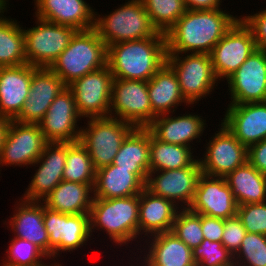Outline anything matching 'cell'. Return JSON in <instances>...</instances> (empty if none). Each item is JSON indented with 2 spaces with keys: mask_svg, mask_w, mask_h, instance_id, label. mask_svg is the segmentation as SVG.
Segmentation results:
<instances>
[{
  "mask_svg": "<svg viewBox=\"0 0 266 266\" xmlns=\"http://www.w3.org/2000/svg\"><path fill=\"white\" fill-rule=\"evenodd\" d=\"M81 118L73 92L66 87L53 100L39 126L47 142H78L81 126L77 121Z\"/></svg>",
  "mask_w": 266,
  "mask_h": 266,
  "instance_id": "obj_17",
  "label": "cell"
},
{
  "mask_svg": "<svg viewBox=\"0 0 266 266\" xmlns=\"http://www.w3.org/2000/svg\"><path fill=\"white\" fill-rule=\"evenodd\" d=\"M225 219L201 215V229L204 239L221 242Z\"/></svg>",
  "mask_w": 266,
  "mask_h": 266,
  "instance_id": "obj_44",
  "label": "cell"
},
{
  "mask_svg": "<svg viewBox=\"0 0 266 266\" xmlns=\"http://www.w3.org/2000/svg\"><path fill=\"white\" fill-rule=\"evenodd\" d=\"M180 207L146 188L139 194V236L170 232Z\"/></svg>",
  "mask_w": 266,
  "mask_h": 266,
  "instance_id": "obj_26",
  "label": "cell"
},
{
  "mask_svg": "<svg viewBox=\"0 0 266 266\" xmlns=\"http://www.w3.org/2000/svg\"><path fill=\"white\" fill-rule=\"evenodd\" d=\"M113 79L108 66H105L67 86L73 92L78 114L82 118L109 116Z\"/></svg>",
  "mask_w": 266,
  "mask_h": 266,
  "instance_id": "obj_11",
  "label": "cell"
},
{
  "mask_svg": "<svg viewBox=\"0 0 266 266\" xmlns=\"http://www.w3.org/2000/svg\"><path fill=\"white\" fill-rule=\"evenodd\" d=\"M227 84L230 104L266 102V49L254 50Z\"/></svg>",
  "mask_w": 266,
  "mask_h": 266,
  "instance_id": "obj_15",
  "label": "cell"
},
{
  "mask_svg": "<svg viewBox=\"0 0 266 266\" xmlns=\"http://www.w3.org/2000/svg\"><path fill=\"white\" fill-rule=\"evenodd\" d=\"M94 184L61 181L42 201L53 210L64 214H90ZM92 194V195H91Z\"/></svg>",
  "mask_w": 266,
  "mask_h": 266,
  "instance_id": "obj_31",
  "label": "cell"
},
{
  "mask_svg": "<svg viewBox=\"0 0 266 266\" xmlns=\"http://www.w3.org/2000/svg\"><path fill=\"white\" fill-rule=\"evenodd\" d=\"M192 253L197 266H235L234 255L222 245V242L204 239Z\"/></svg>",
  "mask_w": 266,
  "mask_h": 266,
  "instance_id": "obj_40",
  "label": "cell"
},
{
  "mask_svg": "<svg viewBox=\"0 0 266 266\" xmlns=\"http://www.w3.org/2000/svg\"><path fill=\"white\" fill-rule=\"evenodd\" d=\"M147 238L144 240H147L145 243L149 241L148 246L145 245L148 248H144L146 255L144 253L143 257L147 266H197L192 250L172 231Z\"/></svg>",
  "mask_w": 266,
  "mask_h": 266,
  "instance_id": "obj_27",
  "label": "cell"
},
{
  "mask_svg": "<svg viewBox=\"0 0 266 266\" xmlns=\"http://www.w3.org/2000/svg\"><path fill=\"white\" fill-rule=\"evenodd\" d=\"M166 36L123 41L107 47V66L116 79L149 81L166 63Z\"/></svg>",
  "mask_w": 266,
  "mask_h": 266,
  "instance_id": "obj_2",
  "label": "cell"
},
{
  "mask_svg": "<svg viewBox=\"0 0 266 266\" xmlns=\"http://www.w3.org/2000/svg\"><path fill=\"white\" fill-rule=\"evenodd\" d=\"M37 68L27 63L0 67V117L14 120L20 114L29 95L32 74Z\"/></svg>",
  "mask_w": 266,
  "mask_h": 266,
  "instance_id": "obj_22",
  "label": "cell"
},
{
  "mask_svg": "<svg viewBox=\"0 0 266 266\" xmlns=\"http://www.w3.org/2000/svg\"><path fill=\"white\" fill-rule=\"evenodd\" d=\"M225 179L238 206L266 201V175L248 161L230 172Z\"/></svg>",
  "mask_w": 266,
  "mask_h": 266,
  "instance_id": "obj_32",
  "label": "cell"
},
{
  "mask_svg": "<svg viewBox=\"0 0 266 266\" xmlns=\"http://www.w3.org/2000/svg\"><path fill=\"white\" fill-rule=\"evenodd\" d=\"M36 25L24 28L25 59L35 67L49 68L68 47L78 31L73 27L51 23L36 17Z\"/></svg>",
  "mask_w": 266,
  "mask_h": 266,
  "instance_id": "obj_8",
  "label": "cell"
},
{
  "mask_svg": "<svg viewBox=\"0 0 266 266\" xmlns=\"http://www.w3.org/2000/svg\"><path fill=\"white\" fill-rule=\"evenodd\" d=\"M144 189L145 183L131 169L111 164L96 170L94 198H124L139 195Z\"/></svg>",
  "mask_w": 266,
  "mask_h": 266,
  "instance_id": "obj_28",
  "label": "cell"
},
{
  "mask_svg": "<svg viewBox=\"0 0 266 266\" xmlns=\"http://www.w3.org/2000/svg\"><path fill=\"white\" fill-rule=\"evenodd\" d=\"M95 175L96 170L87 149L80 141L68 142L63 180L83 184H94Z\"/></svg>",
  "mask_w": 266,
  "mask_h": 266,
  "instance_id": "obj_35",
  "label": "cell"
},
{
  "mask_svg": "<svg viewBox=\"0 0 266 266\" xmlns=\"http://www.w3.org/2000/svg\"><path fill=\"white\" fill-rule=\"evenodd\" d=\"M247 231L242 225L241 220L237 217L228 218L224 223V231L222 235V245L233 255H235L241 247Z\"/></svg>",
  "mask_w": 266,
  "mask_h": 266,
  "instance_id": "obj_42",
  "label": "cell"
},
{
  "mask_svg": "<svg viewBox=\"0 0 266 266\" xmlns=\"http://www.w3.org/2000/svg\"><path fill=\"white\" fill-rule=\"evenodd\" d=\"M170 114L171 116L169 114L156 116L147 127L157 139L165 143L188 147H191L193 140L197 138L201 140L200 136L206 128V119L204 120L203 116L186 114V112L177 117L173 116L175 113Z\"/></svg>",
  "mask_w": 266,
  "mask_h": 266,
  "instance_id": "obj_24",
  "label": "cell"
},
{
  "mask_svg": "<svg viewBox=\"0 0 266 266\" xmlns=\"http://www.w3.org/2000/svg\"><path fill=\"white\" fill-rule=\"evenodd\" d=\"M152 25L166 33L185 13L184 0H141Z\"/></svg>",
  "mask_w": 266,
  "mask_h": 266,
  "instance_id": "obj_36",
  "label": "cell"
},
{
  "mask_svg": "<svg viewBox=\"0 0 266 266\" xmlns=\"http://www.w3.org/2000/svg\"><path fill=\"white\" fill-rule=\"evenodd\" d=\"M237 217L247 232L266 235V201L239 205Z\"/></svg>",
  "mask_w": 266,
  "mask_h": 266,
  "instance_id": "obj_41",
  "label": "cell"
},
{
  "mask_svg": "<svg viewBox=\"0 0 266 266\" xmlns=\"http://www.w3.org/2000/svg\"><path fill=\"white\" fill-rule=\"evenodd\" d=\"M238 204L225 177L201 174L189 209L200 215L228 219L237 215Z\"/></svg>",
  "mask_w": 266,
  "mask_h": 266,
  "instance_id": "obj_19",
  "label": "cell"
},
{
  "mask_svg": "<svg viewBox=\"0 0 266 266\" xmlns=\"http://www.w3.org/2000/svg\"><path fill=\"white\" fill-rule=\"evenodd\" d=\"M201 174L197 158L189 167L149 172L145 188L156 196L172 201L177 207L189 208Z\"/></svg>",
  "mask_w": 266,
  "mask_h": 266,
  "instance_id": "obj_14",
  "label": "cell"
},
{
  "mask_svg": "<svg viewBox=\"0 0 266 266\" xmlns=\"http://www.w3.org/2000/svg\"><path fill=\"white\" fill-rule=\"evenodd\" d=\"M215 10H186L165 33L167 53L210 54L240 16Z\"/></svg>",
  "mask_w": 266,
  "mask_h": 266,
  "instance_id": "obj_1",
  "label": "cell"
},
{
  "mask_svg": "<svg viewBox=\"0 0 266 266\" xmlns=\"http://www.w3.org/2000/svg\"><path fill=\"white\" fill-rule=\"evenodd\" d=\"M43 222L49 237V260L63 251L87 246L91 240L90 214H64L44 205Z\"/></svg>",
  "mask_w": 266,
  "mask_h": 266,
  "instance_id": "obj_10",
  "label": "cell"
},
{
  "mask_svg": "<svg viewBox=\"0 0 266 266\" xmlns=\"http://www.w3.org/2000/svg\"><path fill=\"white\" fill-rule=\"evenodd\" d=\"M185 55L167 53L166 63L177 75L183 98L189 105H193L211 94L210 92L220 82L215 75L210 54L185 53Z\"/></svg>",
  "mask_w": 266,
  "mask_h": 266,
  "instance_id": "obj_7",
  "label": "cell"
},
{
  "mask_svg": "<svg viewBox=\"0 0 266 266\" xmlns=\"http://www.w3.org/2000/svg\"><path fill=\"white\" fill-rule=\"evenodd\" d=\"M35 17L78 31L94 28L95 8L84 0H34Z\"/></svg>",
  "mask_w": 266,
  "mask_h": 266,
  "instance_id": "obj_23",
  "label": "cell"
},
{
  "mask_svg": "<svg viewBox=\"0 0 266 266\" xmlns=\"http://www.w3.org/2000/svg\"><path fill=\"white\" fill-rule=\"evenodd\" d=\"M250 28L257 48L266 49V9L252 15L240 16Z\"/></svg>",
  "mask_w": 266,
  "mask_h": 266,
  "instance_id": "obj_43",
  "label": "cell"
},
{
  "mask_svg": "<svg viewBox=\"0 0 266 266\" xmlns=\"http://www.w3.org/2000/svg\"><path fill=\"white\" fill-rule=\"evenodd\" d=\"M152 111L158 116L176 112L182 103L189 104L183 98L179 81L173 69L165 63L147 82Z\"/></svg>",
  "mask_w": 266,
  "mask_h": 266,
  "instance_id": "obj_30",
  "label": "cell"
},
{
  "mask_svg": "<svg viewBox=\"0 0 266 266\" xmlns=\"http://www.w3.org/2000/svg\"><path fill=\"white\" fill-rule=\"evenodd\" d=\"M6 250V260H2V266H62L58 262L44 263L42 260L49 257L35 244L27 240L14 237Z\"/></svg>",
  "mask_w": 266,
  "mask_h": 266,
  "instance_id": "obj_37",
  "label": "cell"
},
{
  "mask_svg": "<svg viewBox=\"0 0 266 266\" xmlns=\"http://www.w3.org/2000/svg\"><path fill=\"white\" fill-rule=\"evenodd\" d=\"M109 116L147 128L157 116L151 108L147 81L114 78Z\"/></svg>",
  "mask_w": 266,
  "mask_h": 266,
  "instance_id": "obj_9",
  "label": "cell"
},
{
  "mask_svg": "<svg viewBox=\"0 0 266 266\" xmlns=\"http://www.w3.org/2000/svg\"><path fill=\"white\" fill-rule=\"evenodd\" d=\"M110 14L95 12L94 29L108 47L109 45L156 36L159 32L152 25L141 0H127ZM98 15V16H97Z\"/></svg>",
  "mask_w": 266,
  "mask_h": 266,
  "instance_id": "obj_5",
  "label": "cell"
},
{
  "mask_svg": "<svg viewBox=\"0 0 266 266\" xmlns=\"http://www.w3.org/2000/svg\"><path fill=\"white\" fill-rule=\"evenodd\" d=\"M17 20L0 15V67L18 66L25 59V35Z\"/></svg>",
  "mask_w": 266,
  "mask_h": 266,
  "instance_id": "obj_34",
  "label": "cell"
},
{
  "mask_svg": "<svg viewBox=\"0 0 266 266\" xmlns=\"http://www.w3.org/2000/svg\"><path fill=\"white\" fill-rule=\"evenodd\" d=\"M150 130L135 127L123 140L113 165L131 169L145 184L150 172Z\"/></svg>",
  "mask_w": 266,
  "mask_h": 266,
  "instance_id": "obj_29",
  "label": "cell"
},
{
  "mask_svg": "<svg viewBox=\"0 0 266 266\" xmlns=\"http://www.w3.org/2000/svg\"><path fill=\"white\" fill-rule=\"evenodd\" d=\"M221 122L247 148L266 139V102L229 104Z\"/></svg>",
  "mask_w": 266,
  "mask_h": 266,
  "instance_id": "obj_21",
  "label": "cell"
},
{
  "mask_svg": "<svg viewBox=\"0 0 266 266\" xmlns=\"http://www.w3.org/2000/svg\"><path fill=\"white\" fill-rule=\"evenodd\" d=\"M47 143L39 124H25L11 120L0 153V166H31L41 156Z\"/></svg>",
  "mask_w": 266,
  "mask_h": 266,
  "instance_id": "obj_16",
  "label": "cell"
},
{
  "mask_svg": "<svg viewBox=\"0 0 266 266\" xmlns=\"http://www.w3.org/2000/svg\"><path fill=\"white\" fill-rule=\"evenodd\" d=\"M16 203L14 215L8 221L15 235L38 246L49 257V237L44 226V204L22 198ZM21 202V203H20Z\"/></svg>",
  "mask_w": 266,
  "mask_h": 266,
  "instance_id": "obj_25",
  "label": "cell"
},
{
  "mask_svg": "<svg viewBox=\"0 0 266 266\" xmlns=\"http://www.w3.org/2000/svg\"><path fill=\"white\" fill-rule=\"evenodd\" d=\"M11 120L10 118L0 117V153L5 143Z\"/></svg>",
  "mask_w": 266,
  "mask_h": 266,
  "instance_id": "obj_47",
  "label": "cell"
},
{
  "mask_svg": "<svg viewBox=\"0 0 266 266\" xmlns=\"http://www.w3.org/2000/svg\"><path fill=\"white\" fill-rule=\"evenodd\" d=\"M191 250L204 240L201 229V215L189 208H180L174 219L171 230Z\"/></svg>",
  "mask_w": 266,
  "mask_h": 266,
  "instance_id": "obj_38",
  "label": "cell"
},
{
  "mask_svg": "<svg viewBox=\"0 0 266 266\" xmlns=\"http://www.w3.org/2000/svg\"><path fill=\"white\" fill-rule=\"evenodd\" d=\"M66 87L62 79L50 68L38 67L32 74L24 107L14 120L25 124H39L53 100Z\"/></svg>",
  "mask_w": 266,
  "mask_h": 266,
  "instance_id": "obj_20",
  "label": "cell"
},
{
  "mask_svg": "<svg viewBox=\"0 0 266 266\" xmlns=\"http://www.w3.org/2000/svg\"><path fill=\"white\" fill-rule=\"evenodd\" d=\"M221 125V126H220ZM199 158L202 174L213 177H226L237 167L247 162L248 148L221 122Z\"/></svg>",
  "mask_w": 266,
  "mask_h": 266,
  "instance_id": "obj_13",
  "label": "cell"
},
{
  "mask_svg": "<svg viewBox=\"0 0 266 266\" xmlns=\"http://www.w3.org/2000/svg\"><path fill=\"white\" fill-rule=\"evenodd\" d=\"M235 266H266V235L247 232L234 255Z\"/></svg>",
  "mask_w": 266,
  "mask_h": 266,
  "instance_id": "obj_39",
  "label": "cell"
},
{
  "mask_svg": "<svg viewBox=\"0 0 266 266\" xmlns=\"http://www.w3.org/2000/svg\"><path fill=\"white\" fill-rule=\"evenodd\" d=\"M222 0H184L186 10H215L221 8Z\"/></svg>",
  "mask_w": 266,
  "mask_h": 266,
  "instance_id": "obj_46",
  "label": "cell"
},
{
  "mask_svg": "<svg viewBox=\"0 0 266 266\" xmlns=\"http://www.w3.org/2000/svg\"><path fill=\"white\" fill-rule=\"evenodd\" d=\"M107 66V46L97 31H77L68 47L49 67L68 86L74 80Z\"/></svg>",
  "mask_w": 266,
  "mask_h": 266,
  "instance_id": "obj_4",
  "label": "cell"
},
{
  "mask_svg": "<svg viewBox=\"0 0 266 266\" xmlns=\"http://www.w3.org/2000/svg\"><path fill=\"white\" fill-rule=\"evenodd\" d=\"M66 155L67 143L48 142L41 156L32 164L39 168L35 170L31 183L25 188L26 191L21 198L28 201H43L63 181Z\"/></svg>",
  "mask_w": 266,
  "mask_h": 266,
  "instance_id": "obj_18",
  "label": "cell"
},
{
  "mask_svg": "<svg viewBox=\"0 0 266 266\" xmlns=\"http://www.w3.org/2000/svg\"><path fill=\"white\" fill-rule=\"evenodd\" d=\"M81 128L80 143L87 149L95 170L111 165L123 140L135 128L114 117L87 119Z\"/></svg>",
  "mask_w": 266,
  "mask_h": 266,
  "instance_id": "obj_6",
  "label": "cell"
},
{
  "mask_svg": "<svg viewBox=\"0 0 266 266\" xmlns=\"http://www.w3.org/2000/svg\"><path fill=\"white\" fill-rule=\"evenodd\" d=\"M94 230L106 232L116 246L122 247L121 245L136 241L133 239L139 237V195L112 199L93 198L90 211L91 236Z\"/></svg>",
  "mask_w": 266,
  "mask_h": 266,
  "instance_id": "obj_3",
  "label": "cell"
},
{
  "mask_svg": "<svg viewBox=\"0 0 266 266\" xmlns=\"http://www.w3.org/2000/svg\"><path fill=\"white\" fill-rule=\"evenodd\" d=\"M247 161L266 175V139L248 147Z\"/></svg>",
  "mask_w": 266,
  "mask_h": 266,
  "instance_id": "obj_45",
  "label": "cell"
},
{
  "mask_svg": "<svg viewBox=\"0 0 266 266\" xmlns=\"http://www.w3.org/2000/svg\"><path fill=\"white\" fill-rule=\"evenodd\" d=\"M256 49L251 30L240 17L210 53L218 80H227Z\"/></svg>",
  "mask_w": 266,
  "mask_h": 266,
  "instance_id": "obj_12",
  "label": "cell"
},
{
  "mask_svg": "<svg viewBox=\"0 0 266 266\" xmlns=\"http://www.w3.org/2000/svg\"><path fill=\"white\" fill-rule=\"evenodd\" d=\"M143 262L144 263H142V265L141 266H147V264H146V262L143 260ZM144 264V265H143ZM131 266H134V265H131ZM137 266H138V264H137Z\"/></svg>",
  "mask_w": 266,
  "mask_h": 266,
  "instance_id": "obj_48",
  "label": "cell"
},
{
  "mask_svg": "<svg viewBox=\"0 0 266 266\" xmlns=\"http://www.w3.org/2000/svg\"><path fill=\"white\" fill-rule=\"evenodd\" d=\"M191 148L162 142L150 131V172L189 167L196 160Z\"/></svg>",
  "mask_w": 266,
  "mask_h": 266,
  "instance_id": "obj_33",
  "label": "cell"
}]
</instances>
